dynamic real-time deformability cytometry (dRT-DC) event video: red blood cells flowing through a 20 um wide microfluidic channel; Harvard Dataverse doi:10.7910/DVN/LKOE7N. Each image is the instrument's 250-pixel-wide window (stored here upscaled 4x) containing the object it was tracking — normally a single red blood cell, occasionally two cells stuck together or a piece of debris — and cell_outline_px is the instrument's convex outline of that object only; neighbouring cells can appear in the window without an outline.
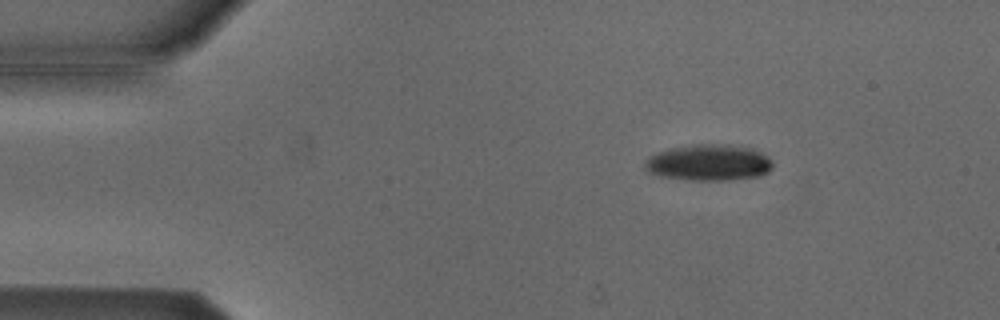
{"species": "Egyptian fruit bat (a non-hibernating species)", "species_latin": "Rousettus aegyptiacus", "temperature_condition": "cold", "stored_images_in_passage": 3, "camera_frame_rate_fps": 3000, "um_per_image_px": 0.085, "animal": {"sex": "male"}, "frame": {"image": 1, "passage_image": 1, "time_ms": 0.0, "image_size_px": [1000, 320], "cell_outline_px": [[772, 168], [768, 172], [760, 176], [732, 180], [688, 180], [660, 176], [648, 172], [644, 168], [644, 160], [648, 156], [656, 152], [672, 148], [692, 144], [728, 144], [756, 148], [768, 156], [772, 160]], "centroid_in_image_um": [60.26, 13.81], "position_along_channel_um": 24.7, "area_um2": 27.57}}